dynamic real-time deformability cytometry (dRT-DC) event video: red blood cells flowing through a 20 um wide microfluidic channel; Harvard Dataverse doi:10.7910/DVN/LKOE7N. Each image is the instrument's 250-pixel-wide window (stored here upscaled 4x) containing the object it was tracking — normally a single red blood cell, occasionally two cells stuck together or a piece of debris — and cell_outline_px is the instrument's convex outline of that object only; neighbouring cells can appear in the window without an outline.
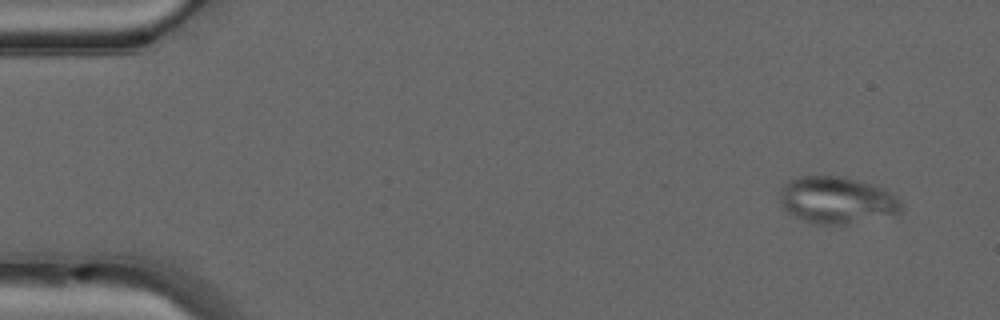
{"species": "common noctule bat (a hibernating species)", "species_latin": "Nyctalus noctula", "temperature_condition": "warm", "stored_images_in_passage": 47, "camera_frame_rate_fps": 3000, "um_per_image_px": 0.085, "animal": {"sex": "male", "forearm_length_mm": 52.5}, "frame": {"image": 1, "passage_image": 1, "time_ms": 0.0, "image_size_px": [1000, 320], "cell_outline_px": [[900, 212], [844, 224], [812, 224], [788, 212], [780, 200], [780, 192], [784, 184], [788, 180], [800, 176], [844, 176], [872, 184], [884, 188], [896, 196], [900, 200]], "centroid_in_image_um": [71.1, 16.98], "position_along_channel_um": 13.9, "area_um2": 32.71}}
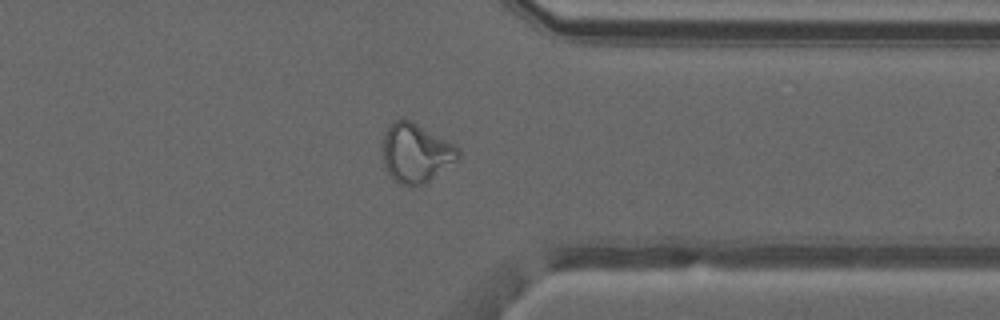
{"frame": {"image": 2, "passage_image": 36, "time_ms": 11.667, "image_size_px": [1000, 320], "cell_outline_px": [[460, 156], [456, 160], [424, 184], [400, 184], [388, 172], [380, 156], [380, 148], [384, 132], [388, 124], [392, 120], [412, 120], [452, 144], [460, 152]], "centroid_in_image_um": [35.26, 12.96], "position_along_channel_um": 376.1, "area_um2": 25.84}}
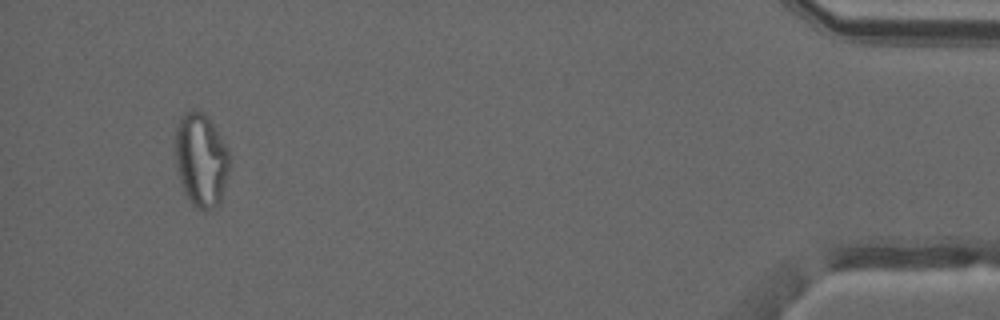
{"frame": {"image": 3, "passage_image": 44, "time_ms": 14.333, "image_size_px": [1000, 320], "cell_outline_px": [[228, 172], [220, 204], [212, 208], [196, 208], [192, 204], [184, 192], [180, 180], [176, 164], [176, 128], [184, 112], [200, 112], [212, 124], [228, 148]], "centroid_in_image_um": [17.09, 13.63], "position_along_channel_um": 418.1, "area_um2": 28.73}, "authors_computed_cell_mechanics": {"area_um2": 27.3394, "velocity_mm_per_s": 4.1809, "shape_relaxation_time_tau1_ms": null, "shape_relaxation_time_tau2_ms": 1.4125, "deformation_change_tau1": null, "deformation_change_tau2": 0.0803}}